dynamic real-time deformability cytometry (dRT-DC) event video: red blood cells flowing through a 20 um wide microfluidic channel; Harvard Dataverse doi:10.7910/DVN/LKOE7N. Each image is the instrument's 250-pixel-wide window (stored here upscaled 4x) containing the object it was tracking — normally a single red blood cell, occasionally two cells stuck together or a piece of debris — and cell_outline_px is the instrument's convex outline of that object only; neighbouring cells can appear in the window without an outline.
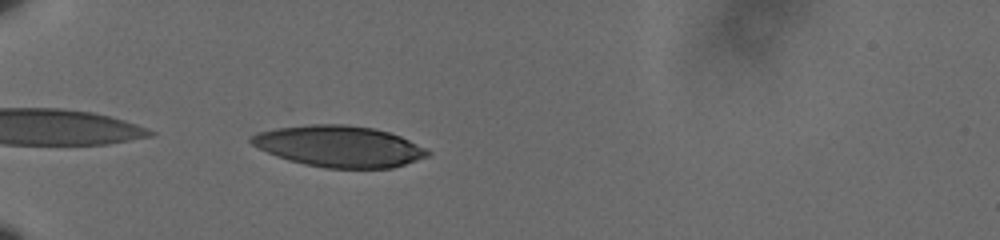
{"species": "human", "species_latin": "Homo sapiens", "temperature_condition": "cold", "stored_images_in_passage": 11, "camera_frame_rate_fps": 3000, "um_per_image_px": 0.085, "donor": {"sex": "male"}, "frame": {"image": 1, "passage_image": 7, "time_ms": 2.0, "image_size_px": [1000, 240], "cell_outline_px": [[432, 152], [428, 156], [392, 168], [324, 168], [304, 164], [288, 160], [276, 156], [252, 144], [248, 140], [256, 132], [288, 124], [344, 124], [372, 128], [388, 132], [400, 136]], "centroid_in_image_um": [28.76, 12.42], "position_along_channel_um": 56.2, "area_um2": 42.6}}
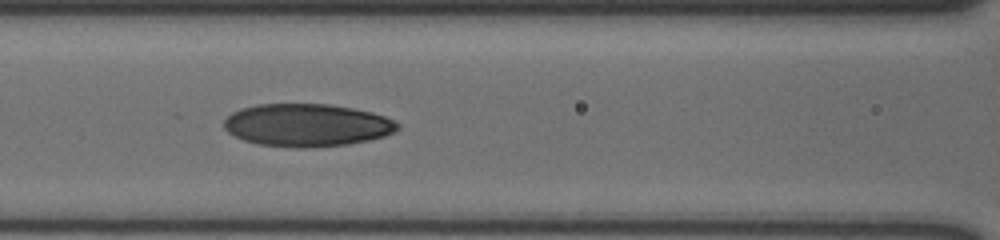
{"frame": {"image": 2, "passage_image": 10, "time_ms": 3.0, "image_size_px": [1000, 240], "cell_outline_px": [[400, 128], [384, 136], [368, 140], [348, 144], [304, 148], [292, 148], [260, 144], [244, 140], [228, 132], [224, 128], [224, 120], [232, 112], [240, 108], [256, 104], [328, 104], [352, 108], [372, 112], [384, 116], [400, 124]], "centroid_in_image_um": [26.07, 10.63], "position_along_channel_um": 140.5, "area_um2": 43.18}}